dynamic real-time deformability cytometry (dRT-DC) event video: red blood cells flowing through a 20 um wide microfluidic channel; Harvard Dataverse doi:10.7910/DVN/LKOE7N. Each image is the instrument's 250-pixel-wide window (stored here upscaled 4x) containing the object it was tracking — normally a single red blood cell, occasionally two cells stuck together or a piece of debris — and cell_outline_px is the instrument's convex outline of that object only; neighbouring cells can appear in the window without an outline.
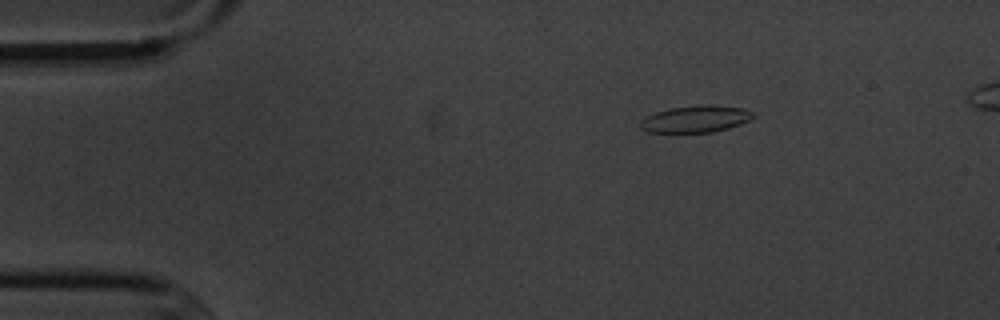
{"species": "common noctule bat (a hibernating species)", "species_latin": "Nyctalus noctula", "temperature_condition": "cold", "stored_images_in_passage": 4, "camera_frame_rate_fps": 3000, "um_per_image_px": 0.085, "animal": {"sex": "male", "body_mass_g": 20.1, "forearm_length_mm": 53.5}, "frame": {"image": 1, "passage_image": 1, "time_ms": 0.0, "image_size_px": [1000, 320], "cell_outline_px": [[756, 116], [740, 124], [728, 128], [712, 132], [648, 132], [640, 128], [640, 120], [656, 112], [672, 108], [696, 104], [712, 104], [744, 108], [756, 112]], "centroid_in_image_um": [59.18, 10.09], "position_along_channel_um": 25.8, "area_um2": 17.8}}